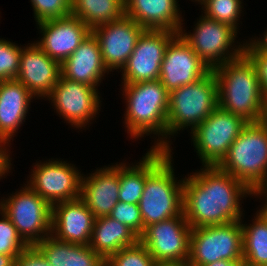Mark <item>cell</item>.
Returning a JSON list of instances; mask_svg holds the SVG:
<instances>
[{"label":"cell","mask_w":267,"mask_h":266,"mask_svg":"<svg viewBox=\"0 0 267 266\" xmlns=\"http://www.w3.org/2000/svg\"><path fill=\"white\" fill-rule=\"evenodd\" d=\"M121 86L122 96L126 100L124 127L130 138L155 134L158 139L151 148L167 149L169 92L159 79Z\"/></svg>","instance_id":"obj_3"},{"label":"cell","mask_w":267,"mask_h":266,"mask_svg":"<svg viewBox=\"0 0 267 266\" xmlns=\"http://www.w3.org/2000/svg\"><path fill=\"white\" fill-rule=\"evenodd\" d=\"M217 107L218 83L213 70L196 82L171 91L167 113V149L173 150L172 141H169L171 136L188 127L192 132Z\"/></svg>","instance_id":"obj_5"},{"label":"cell","mask_w":267,"mask_h":266,"mask_svg":"<svg viewBox=\"0 0 267 266\" xmlns=\"http://www.w3.org/2000/svg\"><path fill=\"white\" fill-rule=\"evenodd\" d=\"M98 89L84 83L68 80L60 75L57 84L46 98L56 113L72 127L83 129L100 111Z\"/></svg>","instance_id":"obj_13"},{"label":"cell","mask_w":267,"mask_h":266,"mask_svg":"<svg viewBox=\"0 0 267 266\" xmlns=\"http://www.w3.org/2000/svg\"><path fill=\"white\" fill-rule=\"evenodd\" d=\"M219 260H243L241 220L192 228L189 265L204 266Z\"/></svg>","instance_id":"obj_10"},{"label":"cell","mask_w":267,"mask_h":266,"mask_svg":"<svg viewBox=\"0 0 267 266\" xmlns=\"http://www.w3.org/2000/svg\"><path fill=\"white\" fill-rule=\"evenodd\" d=\"M22 46L17 80L38 99L52 92L61 75L60 63L50 58L34 41Z\"/></svg>","instance_id":"obj_18"},{"label":"cell","mask_w":267,"mask_h":266,"mask_svg":"<svg viewBox=\"0 0 267 266\" xmlns=\"http://www.w3.org/2000/svg\"><path fill=\"white\" fill-rule=\"evenodd\" d=\"M247 195L252 192L240 180L218 166H203L184 178L183 213L191 228L236 222Z\"/></svg>","instance_id":"obj_1"},{"label":"cell","mask_w":267,"mask_h":266,"mask_svg":"<svg viewBox=\"0 0 267 266\" xmlns=\"http://www.w3.org/2000/svg\"><path fill=\"white\" fill-rule=\"evenodd\" d=\"M218 167L254 191L267 177V124L249 122Z\"/></svg>","instance_id":"obj_6"},{"label":"cell","mask_w":267,"mask_h":266,"mask_svg":"<svg viewBox=\"0 0 267 266\" xmlns=\"http://www.w3.org/2000/svg\"><path fill=\"white\" fill-rule=\"evenodd\" d=\"M39 26V27H38ZM42 37L35 43L60 64L66 60L87 38L92 30L79 18L69 15L63 18L37 23Z\"/></svg>","instance_id":"obj_17"},{"label":"cell","mask_w":267,"mask_h":266,"mask_svg":"<svg viewBox=\"0 0 267 266\" xmlns=\"http://www.w3.org/2000/svg\"><path fill=\"white\" fill-rule=\"evenodd\" d=\"M36 24L71 15V0H30Z\"/></svg>","instance_id":"obj_33"},{"label":"cell","mask_w":267,"mask_h":266,"mask_svg":"<svg viewBox=\"0 0 267 266\" xmlns=\"http://www.w3.org/2000/svg\"><path fill=\"white\" fill-rule=\"evenodd\" d=\"M261 121L267 124V95H264V112Z\"/></svg>","instance_id":"obj_43"},{"label":"cell","mask_w":267,"mask_h":266,"mask_svg":"<svg viewBox=\"0 0 267 266\" xmlns=\"http://www.w3.org/2000/svg\"><path fill=\"white\" fill-rule=\"evenodd\" d=\"M218 83V107L243 117L247 122H260L264 112V95L254 63L244 53L213 69Z\"/></svg>","instance_id":"obj_4"},{"label":"cell","mask_w":267,"mask_h":266,"mask_svg":"<svg viewBox=\"0 0 267 266\" xmlns=\"http://www.w3.org/2000/svg\"><path fill=\"white\" fill-rule=\"evenodd\" d=\"M14 266H52L35 246H27L15 259Z\"/></svg>","instance_id":"obj_35"},{"label":"cell","mask_w":267,"mask_h":266,"mask_svg":"<svg viewBox=\"0 0 267 266\" xmlns=\"http://www.w3.org/2000/svg\"><path fill=\"white\" fill-rule=\"evenodd\" d=\"M15 258L11 255L0 254V266H14Z\"/></svg>","instance_id":"obj_41"},{"label":"cell","mask_w":267,"mask_h":266,"mask_svg":"<svg viewBox=\"0 0 267 266\" xmlns=\"http://www.w3.org/2000/svg\"><path fill=\"white\" fill-rule=\"evenodd\" d=\"M58 159L33 165L27 185L51 206L81 197V171L74 164ZM72 165V166H71Z\"/></svg>","instance_id":"obj_11"},{"label":"cell","mask_w":267,"mask_h":266,"mask_svg":"<svg viewBox=\"0 0 267 266\" xmlns=\"http://www.w3.org/2000/svg\"><path fill=\"white\" fill-rule=\"evenodd\" d=\"M119 180V201L139 204L146 181V154L135 165L121 162Z\"/></svg>","instance_id":"obj_28"},{"label":"cell","mask_w":267,"mask_h":266,"mask_svg":"<svg viewBox=\"0 0 267 266\" xmlns=\"http://www.w3.org/2000/svg\"><path fill=\"white\" fill-rule=\"evenodd\" d=\"M138 241L139 237L126 225L104 216L95 219L89 246L106 261L112 254Z\"/></svg>","instance_id":"obj_24"},{"label":"cell","mask_w":267,"mask_h":266,"mask_svg":"<svg viewBox=\"0 0 267 266\" xmlns=\"http://www.w3.org/2000/svg\"><path fill=\"white\" fill-rule=\"evenodd\" d=\"M71 15L91 30L125 15L124 0H71Z\"/></svg>","instance_id":"obj_26"},{"label":"cell","mask_w":267,"mask_h":266,"mask_svg":"<svg viewBox=\"0 0 267 266\" xmlns=\"http://www.w3.org/2000/svg\"><path fill=\"white\" fill-rule=\"evenodd\" d=\"M177 34L168 30H145L120 70L122 84L158 80L166 48Z\"/></svg>","instance_id":"obj_14"},{"label":"cell","mask_w":267,"mask_h":266,"mask_svg":"<svg viewBox=\"0 0 267 266\" xmlns=\"http://www.w3.org/2000/svg\"><path fill=\"white\" fill-rule=\"evenodd\" d=\"M35 246L52 266H102L105 263L89 245L64 242L52 235Z\"/></svg>","instance_id":"obj_25"},{"label":"cell","mask_w":267,"mask_h":266,"mask_svg":"<svg viewBox=\"0 0 267 266\" xmlns=\"http://www.w3.org/2000/svg\"><path fill=\"white\" fill-rule=\"evenodd\" d=\"M258 212V213H257ZM256 212L252 224H243V261L267 266V216Z\"/></svg>","instance_id":"obj_27"},{"label":"cell","mask_w":267,"mask_h":266,"mask_svg":"<svg viewBox=\"0 0 267 266\" xmlns=\"http://www.w3.org/2000/svg\"><path fill=\"white\" fill-rule=\"evenodd\" d=\"M254 63L263 95H267V54L262 52H244Z\"/></svg>","instance_id":"obj_36"},{"label":"cell","mask_w":267,"mask_h":266,"mask_svg":"<svg viewBox=\"0 0 267 266\" xmlns=\"http://www.w3.org/2000/svg\"><path fill=\"white\" fill-rule=\"evenodd\" d=\"M155 266H190L189 262H158Z\"/></svg>","instance_id":"obj_42"},{"label":"cell","mask_w":267,"mask_h":266,"mask_svg":"<svg viewBox=\"0 0 267 266\" xmlns=\"http://www.w3.org/2000/svg\"><path fill=\"white\" fill-rule=\"evenodd\" d=\"M0 254L11 255L15 259L28 246L19 236L15 226L0 210Z\"/></svg>","instance_id":"obj_32"},{"label":"cell","mask_w":267,"mask_h":266,"mask_svg":"<svg viewBox=\"0 0 267 266\" xmlns=\"http://www.w3.org/2000/svg\"><path fill=\"white\" fill-rule=\"evenodd\" d=\"M105 262L109 266H155L157 263L140 241L112 254Z\"/></svg>","instance_id":"obj_30"},{"label":"cell","mask_w":267,"mask_h":266,"mask_svg":"<svg viewBox=\"0 0 267 266\" xmlns=\"http://www.w3.org/2000/svg\"><path fill=\"white\" fill-rule=\"evenodd\" d=\"M177 0H124L125 15L145 30L179 33L184 23Z\"/></svg>","instance_id":"obj_23"},{"label":"cell","mask_w":267,"mask_h":266,"mask_svg":"<svg viewBox=\"0 0 267 266\" xmlns=\"http://www.w3.org/2000/svg\"><path fill=\"white\" fill-rule=\"evenodd\" d=\"M102 266H109L106 262Z\"/></svg>","instance_id":"obj_46"},{"label":"cell","mask_w":267,"mask_h":266,"mask_svg":"<svg viewBox=\"0 0 267 266\" xmlns=\"http://www.w3.org/2000/svg\"><path fill=\"white\" fill-rule=\"evenodd\" d=\"M241 266H262V265L249 264V263L243 261Z\"/></svg>","instance_id":"obj_44"},{"label":"cell","mask_w":267,"mask_h":266,"mask_svg":"<svg viewBox=\"0 0 267 266\" xmlns=\"http://www.w3.org/2000/svg\"><path fill=\"white\" fill-rule=\"evenodd\" d=\"M171 153L156 148L146 153V181L138 204L144 229L183 212L184 179L175 178Z\"/></svg>","instance_id":"obj_2"},{"label":"cell","mask_w":267,"mask_h":266,"mask_svg":"<svg viewBox=\"0 0 267 266\" xmlns=\"http://www.w3.org/2000/svg\"><path fill=\"white\" fill-rule=\"evenodd\" d=\"M34 98L17 79L0 81V142L10 146L11 139L25 122Z\"/></svg>","instance_id":"obj_22"},{"label":"cell","mask_w":267,"mask_h":266,"mask_svg":"<svg viewBox=\"0 0 267 266\" xmlns=\"http://www.w3.org/2000/svg\"><path fill=\"white\" fill-rule=\"evenodd\" d=\"M194 26L193 33H186L182 27L179 35L211 70L244 54L245 42L243 45L240 42V45L234 44L238 32L230 25L202 14Z\"/></svg>","instance_id":"obj_8"},{"label":"cell","mask_w":267,"mask_h":266,"mask_svg":"<svg viewBox=\"0 0 267 266\" xmlns=\"http://www.w3.org/2000/svg\"><path fill=\"white\" fill-rule=\"evenodd\" d=\"M10 146H7L5 143L0 142V179L4 177L8 172L11 171V157H10V151L8 150Z\"/></svg>","instance_id":"obj_37"},{"label":"cell","mask_w":267,"mask_h":266,"mask_svg":"<svg viewBox=\"0 0 267 266\" xmlns=\"http://www.w3.org/2000/svg\"><path fill=\"white\" fill-rule=\"evenodd\" d=\"M248 123L243 117L217 107L190 132L202 166H218Z\"/></svg>","instance_id":"obj_9"},{"label":"cell","mask_w":267,"mask_h":266,"mask_svg":"<svg viewBox=\"0 0 267 266\" xmlns=\"http://www.w3.org/2000/svg\"><path fill=\"white\" fill-rule=\"evenodd\" d=\"M211 69L179 33L169 42L161 64L159 80L170 93L196 82Z\"/></svg>","instance_id":"obj_16"},{"label":"cell","mask_w":267,"mask_h":266,"mask_svg":"<svg viewBox=\"0 0 267 266\" xmlns=\"http://www.w3.org/2000/svg\"><path fill=\"white\" fill-rule=\"evenodd\" d=\"M95 219L81 198L56 203L52 206L51 235L64 242L89 245Z\"/></svg>","instance_id":"obj_19"},{"label":"cell","mask_w":267,"mask_h":266,"mask_svg":"<svg viewBox=\"0 0 267 266\" xmlns=\"http://www.w3.org/2000/svg\"><path fill=\"white\" fill-rule=\"evenodd\" d=\"M263 35L264 38L261 37V39L260 37L258 39L255 37L252 38L253 40H247L245 43V52H262L267 54V29Z\"/></svg>","instance_id":"obj_38"},{"label":"cell","mask_w":267,"mask_h":266,"mask_svg":"<svg viewBox=\"0 0 267 266\" xmlns=\"http://www.w3.org/2000/svg\"><path fill=\"white\" fill-rule=\"evenodd\" d=\"M192 1H194V2H198V3H199L201 0H192Z\"/></svg>","instance_id":"obj_45"},{"label":"cell","mask_w":267,"mask_h":266,"mask_svg":"<svg viewBox=\"0 0 267 266\" xmlns=\"http://www.w3.org/2000/svg\"><path fill=\"white\" fill-rule=\"evenodd\" d=\"M204 15L215 21L230 25L238 31L243 2L241 0H201Z\"/></svg>","instance_id":"obj_29"},{"label":"cell","mask_w":267,"mask_h":266,"mask_svg":"<svg viewBox=\"0 0 267 266\" xmlns=\"http://www.w3.org/2000/svg\"><path fill=\"white\" fill-rule=\"evenodd\" d=\"M0 201V210L28 245H36L52 231V206L28 185Z\"/></svg>","instance_id":"obj_7"},{"label":"cell","mask_w":267,"mask_h":266,"mask_svg":"<svg viewBox=\"0 0 267 266\" xmlns=\"http://www.w3.org/2000/svg\"><path fill=\"white\" fill-rule=\"evenodd\" d=\"M22 45L0 38V81L16 79Z\"/></svg>","instance_id":"obj_31"},{"label":"cell","mask_w":267,"mask_h":266,"mask_svg":"<svg viewBox=\"0 0 267 266\" xmlns=\"http://www.w3.org/2000/svg\"><path fill=\"white\" fill-rule=\"evenodd\" d=\"M64 78L98 88L105 73V67L97 38L91 32L78 48L60 64Z\"/></svg>","instance_id":"obj_21"},{"label":"cell","mask_w":267,"mask_h":266,"mask_svg":"<svg viewBox=\"0 0 267 266\" xmlns=\"http://www.w3.org/2000/svg\"><path fill=\"white\" fill-rule=\"evenodd\" d=\"M144 31L142 26L126 15L92 29L108 71H118L125 66Z\"/></svg>","instance_id":"obj_15"},{"label":"cell","mask_w":267,"mask_h":266,"mask_svg":"<svg viewBox=\"0 0 267 266\" xmlns=\"http://www.w3.org/2000/svg\"><path fill=\"white\" fill-rule=\"evenodd\" d=\"M109 216L126 225L138 237L145 230L138 204H128L118 201Z\"/></svg>","instance_id":"obj_34"},{"label":"cell","mask_w":267,"mask_h":266,"mask_svg":"<svg viewBox=\"0 0 267 266\" xmlns=\"http://www.w3.org/2000/svg\"><path fill=\"white\" fill-rule=\"evenodd\" d=\"M243 260H219L204 266H241Z\"/></svg>","instance_id":"obj_40"},{"label":"cell","mask_w":267,"mask_h":266,"mask_svg":"<svg viewBox=\"0 0 267 266\" xmlns=\"http://www.w3.org/2000/svg\"><path fill=\"white\" fill-rule=\"evenodd\" d=\"M192 228L184 213L147 226L139 241L158 262H188Z\"/></svg>","instance_id":"obj_12"},{"label":"cell","mask_w":267,"mask_h":266,"mask_svg":"<svg viewBox=\"0 0 267 266\" xmlns=\"http://www.w3.org/2000/svg\"><path fill=\"white\" fill-rule=\"evenodd\" d=\"M256 198V196L259 198L260 196H264L266 202L263 204V206L258 210L263 215L267 216V177L265 180L254 190L252 191V197Z\"/></svg>","instance_id":"obj_39"},{"label":"cell","mask_w":267,"mask_h":266,"mask_svg":"<svg viewBox=\"0 0 267 266\" xmlns=\"http://www.w3.org/2000/svg\"><path fill=\"white\" fill-rule=\"evenodd\" d=\"M115 164L82 176L80 198L95 218L109 216L119 201L120 163Z\"/></svg>","instance_id":"obj_20"}]
</instances>
